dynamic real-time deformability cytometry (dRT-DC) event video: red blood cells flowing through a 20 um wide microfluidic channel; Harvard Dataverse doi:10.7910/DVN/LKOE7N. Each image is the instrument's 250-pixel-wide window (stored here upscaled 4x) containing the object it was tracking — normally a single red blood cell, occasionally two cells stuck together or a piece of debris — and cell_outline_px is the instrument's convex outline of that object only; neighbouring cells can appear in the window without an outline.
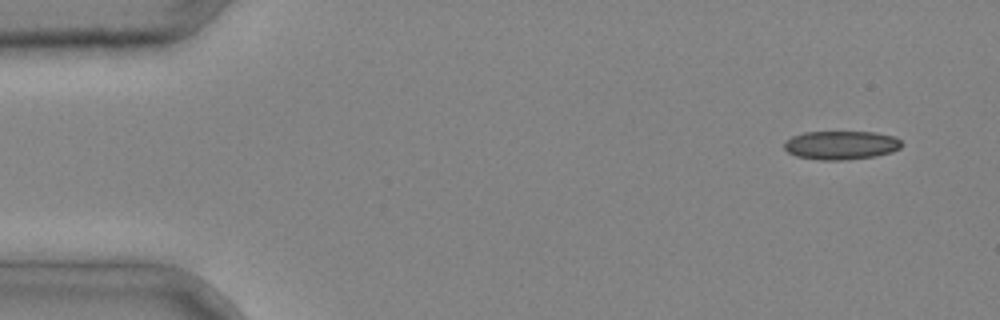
{"species": "common noctule bat (a hibernating species)", "species_latin": "Nyctalus noctula", "temperature_condition": "cold", "stored_images_in_passage": 3, "camera_frame_rate_fps": 3000, "um_per_image_px": 0.085, "animal": {"sex": "male", "body_mass_g": 20.4}, "frame": {"image": 1, "passage_image": 1, "time_ms": 0.0, "image_size_px": [1000, 320], "cell_outline_px": [[900, 148], [892, 152], [876, 156], [844, 160], [820, 160], [796, 156], [788, 152], [784, 148], [784, 140], [792, 136], [804, 132], [876, 132], [892, 136], [900, 140]], "centroid_in_image_um": [71.45, 12.34], "position_along_channel_um": 13.5, "area_um2": 19.65}}